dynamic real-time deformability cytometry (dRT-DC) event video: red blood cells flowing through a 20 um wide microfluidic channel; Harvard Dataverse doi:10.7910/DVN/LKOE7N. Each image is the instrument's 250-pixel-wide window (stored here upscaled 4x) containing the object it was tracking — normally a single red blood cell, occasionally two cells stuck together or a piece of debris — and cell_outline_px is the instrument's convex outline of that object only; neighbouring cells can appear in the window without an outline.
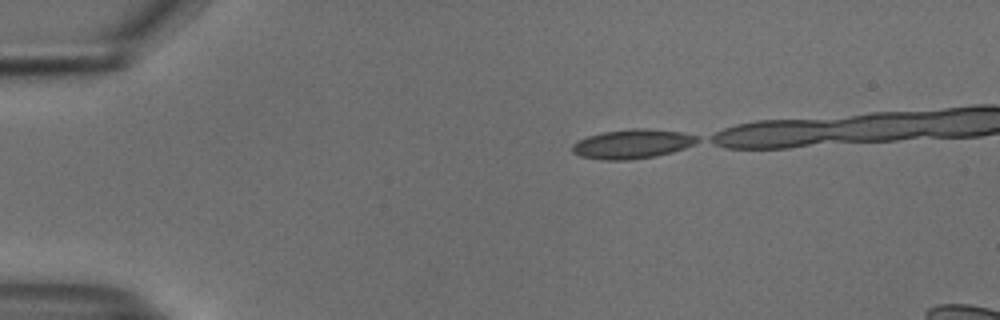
{"species": "common noctule bat (a hibernating species)", "species_latin": "Nyctalus noctula", "temperature_condition": "cold", "stored_images_in_passage": 15, "camera_frame_rate_fps": 3000, "um_per_image_px": 0.085, "animal": {"sex": "male", "body_mass_g": 18.8}, "frame": {"image": 1, "passage_image": 1, "time_ms": 0.0, "image_size_px": [1000, 320], "cell_outline_px": [[700, 140], [684, 148], [672, 152], [656, 156], [628, 160], [604, 160], [580, 156], [572, 152], [572, 144], [576, 140], [588, 136], [604, 132], [632, 128], [644, 128], [684, 132], [700, 136]], "centroid_in_image_um": [53.75, 12.23], "position_along_channel_um": 31.2, "area_um2": 21.44}}
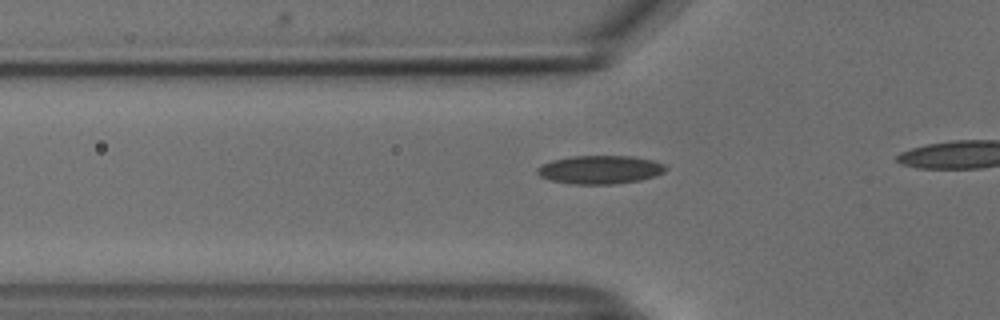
{"frame": {"image": 2, "passage_image": 9, "time_ms": 2.667, "image_size_px": [1000, 320], "cell_outline_px": [[668, 168], [664, 172], [640, 180], [612, 184], [572, 184], [552, 180], [540, 176], [536, 172], [536, 168], [552, 160], [572, 156], [632, 156], [652, 160], [664, 164]], "centroid_in_image_um": [51.0, 14.41], "position_along_channel_um": 74.8, "area_um2": 21.1}}
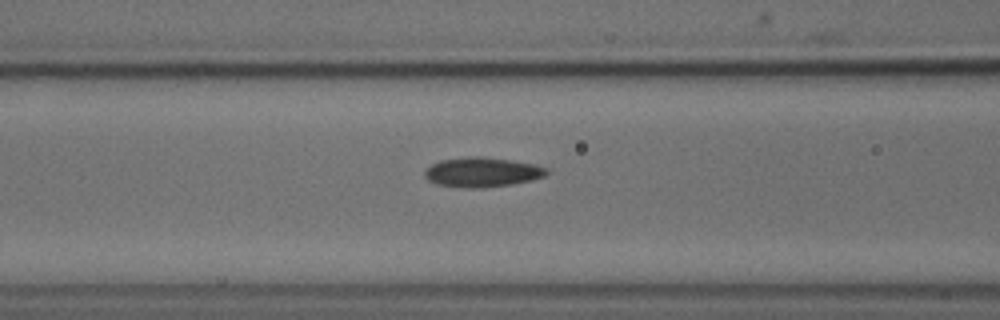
{"frame": {"image": 3, "passage_image": 13, "time_ms": 4.0, "image_size_px": [1000, 320], "cell_outline_px": [[548, 172], [544, 176], [532, 180], [512, 184], [484, 188], [460, 188], [436, 184], [428, 180], [424, 176], [424, 172], [432, 164], [440, 160], [468, 156], [480, 156], [512, 160], [536, 164], [548, 168]], "centroid_in_image_um": [40.98, 14.64], "position_along_channel_um": 125.6, "area_um2": 21.33}}